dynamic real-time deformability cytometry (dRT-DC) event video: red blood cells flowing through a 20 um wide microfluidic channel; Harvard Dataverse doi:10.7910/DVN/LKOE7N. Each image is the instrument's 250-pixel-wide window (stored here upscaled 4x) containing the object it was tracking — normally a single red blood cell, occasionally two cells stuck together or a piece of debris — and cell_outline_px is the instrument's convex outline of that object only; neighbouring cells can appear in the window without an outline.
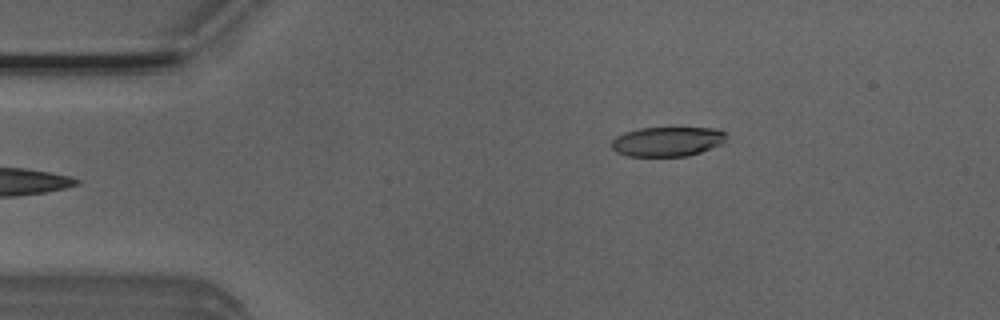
{"species": "Egyptian fruit bat (a non-hibernating species)", "species_latin": "Rousettus aegyptiacus", "temperature_condition": "room temperature", "stored_images_in_passage": 2, "camera_frame_rate_fps": 3000, "um_per_image_px": 0.085, "animal": {"sex": "male"}, "frame": {"image": 1, "passage_image": 2, "time_ms": 0.333, "image_size_px": [1000, 320], "cell_outline_px": [[724, 144], [688, 156], [628, 156], [616, 152], [612, 148], [612, 140], [616, 136], [624, 132], [640, 128], [720, 128], [724, 132]], "centroid_in_image_um": [56.73, 12.03], "position_along_channel_um": 28.3, "area_um2": 19.83}}